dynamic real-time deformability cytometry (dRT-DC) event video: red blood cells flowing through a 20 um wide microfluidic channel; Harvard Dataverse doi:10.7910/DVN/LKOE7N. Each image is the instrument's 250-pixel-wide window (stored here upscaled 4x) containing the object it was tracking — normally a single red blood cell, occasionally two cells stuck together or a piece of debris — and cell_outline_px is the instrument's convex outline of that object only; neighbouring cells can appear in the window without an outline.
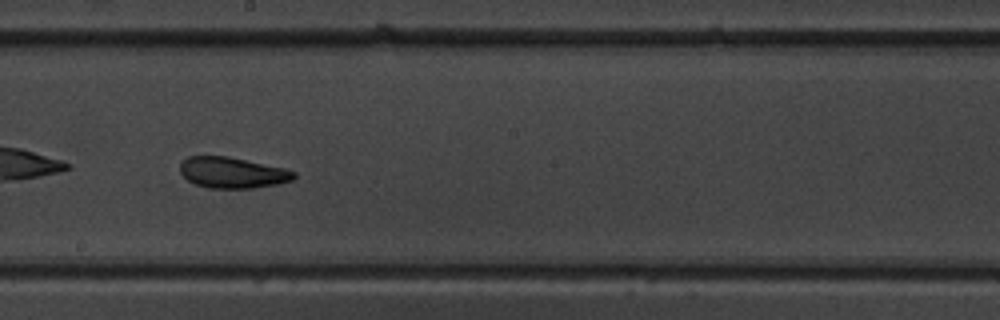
{"species": "common noctule bat (a hibernating species)", "species_latin": "Nyctalus noctula", "temperature_condition": "warm", "stored_images_in_passage": 16, "camera_frame_rate_fps": 3000, "um_per_image_px": 0.085, "animal": {"sex": "male", "body_mass_g": 19.5, "forearm_length_mm": 54.6}, "frame": {"image": 1, "passage_image": 10, "time_ms": 10.333, "image_size_px": [1000, 320], "cell_outline_px": [[296, 176], [292, 180], [276, 184], [252, 188], [208, 188], [196, 184], [188, 180], [180, 172], [180, 164], [188, 156], [228, 156], [284, 168], [296, 172]], "centroid_in_image_um": [19.75, 14.67], "position_along_channel_um": 228.5, "area_um2": 20.4}}
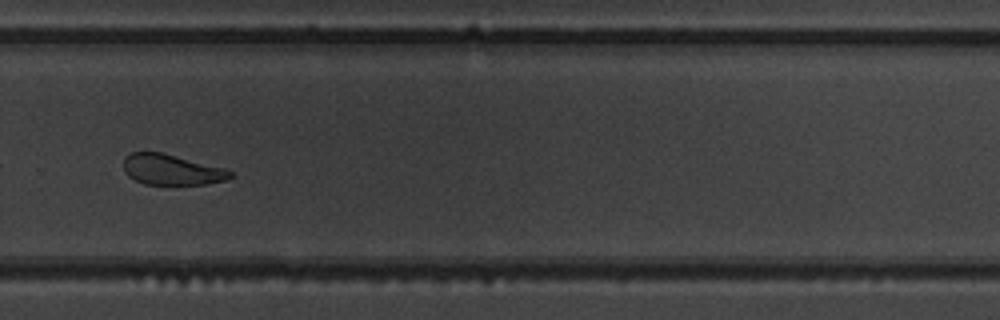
{"frame": {"image": 2, "passage_image": 12, "time_ms": 12.667, "image_size_px": [1000, 320], "cell_outline_px": [[236, 172], [232, 176], [224, 180], [204, 184], [144, 184], [128, 176], [124, 172], [124, 156], [128, 152], [160, 152], [228, 168]], "centroid_in_image_um": [14.61, 14.41], "position_along_channel_um": 315.2, "area_um2": 19.19}, "authors_computed_cell_mechanics": {"area_um2": 23.7269, "velocity_mm_per_s": 3.7305, "shape_relaxation_time_tau1_ms": null, "shape_relaxation_time_tau2_ms": 2.3908, "deformation_change_tau1": null, "deformation_change_tau2": 0.0837}}